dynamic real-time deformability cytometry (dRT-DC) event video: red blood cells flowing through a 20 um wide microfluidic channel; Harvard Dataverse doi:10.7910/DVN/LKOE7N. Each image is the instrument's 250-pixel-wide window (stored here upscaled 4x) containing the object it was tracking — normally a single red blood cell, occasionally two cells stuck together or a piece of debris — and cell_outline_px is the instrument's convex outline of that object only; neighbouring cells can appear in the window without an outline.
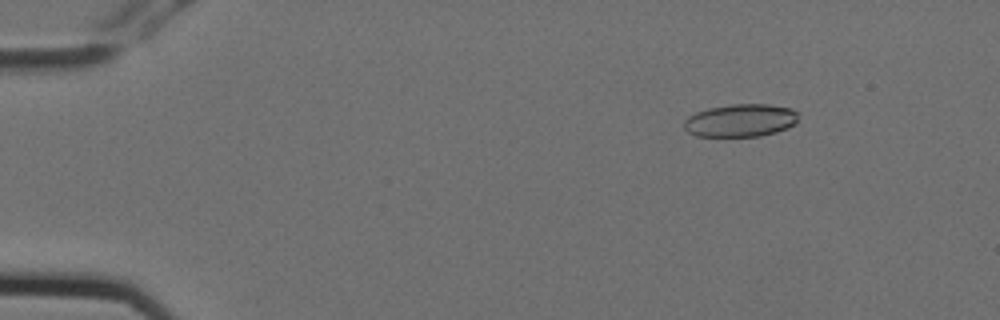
{"species": "Egyptian fruit bat (a non-hibernating species)", "species_latin": "Rousettus aegyptiacus", "temperature_condition": "cold", "stored_images_in_passage": 9, "camera_frame_rate_fps": 3000, "um_per_image_px": 0.085, "animal": {"sex": "female"}, "frame": {"image": 1, "passage_image": 1, "time_ms": 0.0, "image_size_px": [1000, 320], "cell_outline_px": [[796, 124], [788, 128], [776, 132], [760, 136], [696, 136], [688, 132], [684, 128], [684, 120], [688, 116], [696, 112], [708, 108], [732, 104], [768, 104], [792, 108], [796, 112]], "centroid_in_image_um": [62.94, 10.23], "position_along_channel_um": 22.1, "area_um2": 21.91}}
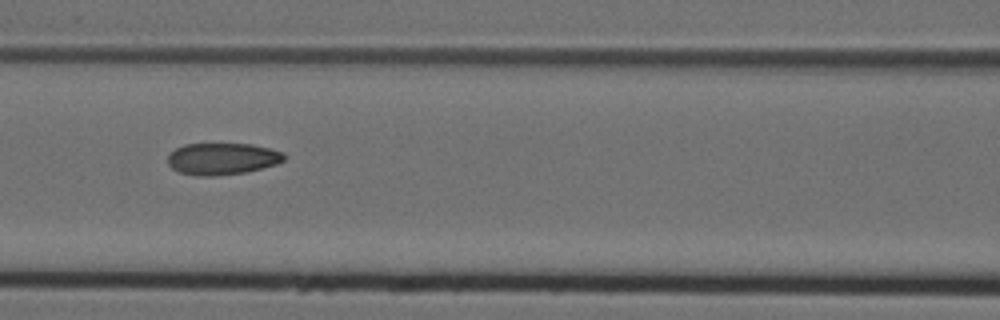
{"frame": {"image": 2, "passage_image": 6, "time_ms": 1.667, "image_size_px": [1000, 320], "cell_outline_px": [[288, 156], [284, 160], [276, 164], [248, 172], [216, 176], [196, 176], [180, 172], [172, 168], [168, 164], [168, 156], [176, 148], [184, 144], [252, 144], [284, 152]], "centroid_in_image_um": [18.92, 13.5], "position_along_channel_um": 147.7, "area_um2": 21.68}}
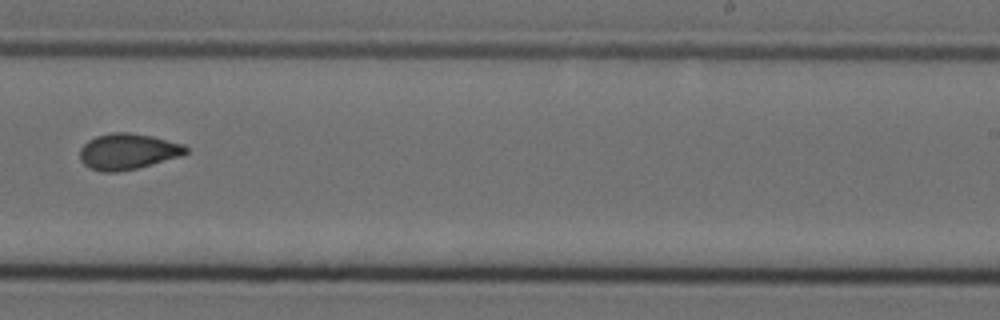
{"frame": {"image": 3, "passage_image": 9, "time_ms": 2.667, "image_size_px": [1000, 320], "cell_outline_px": [[188, 152], [184, 156], [120, 172], [100, 172], [88, 168], [80, 160], [80, 148], [88, 140], [96, 136], [112, 132], [128, 132], [152, 136], [184, 144], [188, 148]], "centroid_in_image_um": [10.87, 12.88], "position_along_channel_um": 278.1, "area_um2": 22.48}}